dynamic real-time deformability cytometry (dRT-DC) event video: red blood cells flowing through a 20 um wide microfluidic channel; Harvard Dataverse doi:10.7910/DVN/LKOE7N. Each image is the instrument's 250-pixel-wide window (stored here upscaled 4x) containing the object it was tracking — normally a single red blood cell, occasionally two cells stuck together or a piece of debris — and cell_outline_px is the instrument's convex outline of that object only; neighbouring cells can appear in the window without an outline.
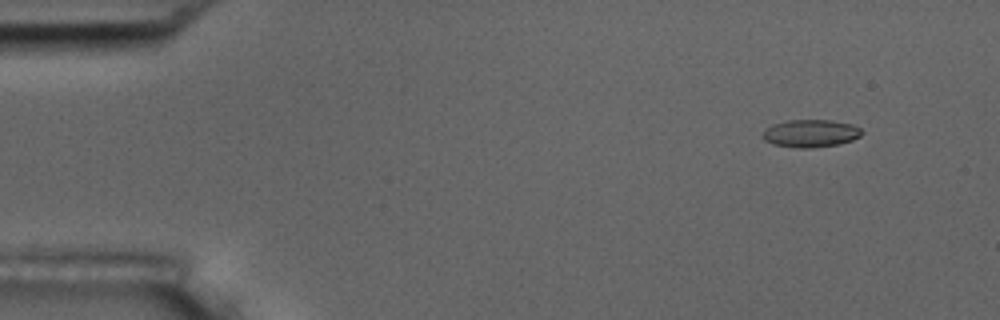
{"species": "common noctule bat (a hibernating species)", "species_latin": "Nyctalus noctula", "temperature_condition": "room temperature", "stored_images_in_passage": 4, "camera_frame_rate_fps": 3000, "um_per_image_px": 0.085, "animal": {"sex": "male", "body_mass_g": 17.5, "forearm_length_mm": 52.3}, "frame": {"image": 1, "passage_image": 1, "time_ms": 0.0, "image_size_px": [1000, 320], "cell_outline_px": [[864, 132], [860, 136], [852, 140], [840, 144], [808, 148], [796, 148], [772, 144], [764, 140], [760, 136], [764, 128], [772, 124], [788, 120], [832, 120], [852, 124], [860, 128]], "centroid_in_image_um": [68.87, 11.33], "position_along_channel_um": 16.1, "area_um2": 16.24}}
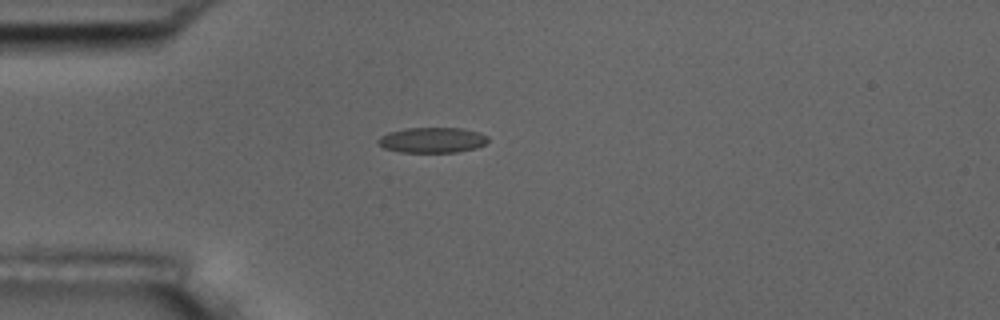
{"frame": {"image": 2, "passage_image": 4, "time_ms": 3.333, "image_size_px": [1000, 320], "cell_outline_px": [[488, 140], [484, 144], [476, 148], [456, 152], [400, 152], [384, 148], [376, 140], [380, 136], [388, 132], [404, 128], [460, 128], [480, 132], [488, 136]], "centroid_in_image_um": [36.73, 11.9], "position_along_channel_um": 48.3, "area_um2": 16.3}}